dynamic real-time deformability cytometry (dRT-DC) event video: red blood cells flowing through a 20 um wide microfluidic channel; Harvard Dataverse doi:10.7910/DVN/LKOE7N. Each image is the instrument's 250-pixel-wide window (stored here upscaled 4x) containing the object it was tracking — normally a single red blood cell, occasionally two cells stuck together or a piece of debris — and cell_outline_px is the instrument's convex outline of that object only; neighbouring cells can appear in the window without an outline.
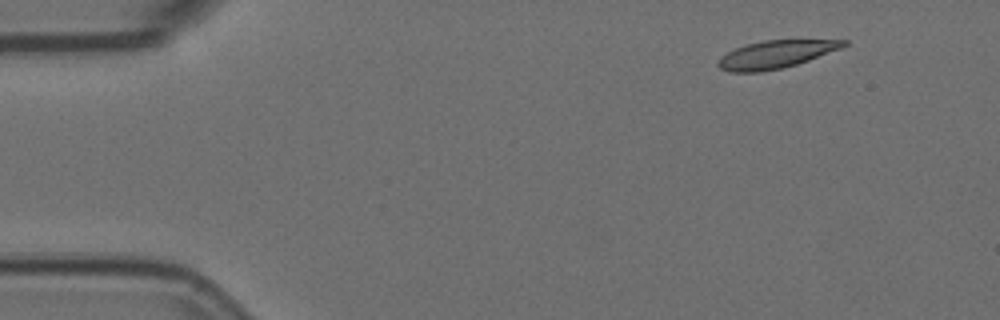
{"species": "Egyptian fruit bat (a non-hibernating species)", "species_latin": "Rousettus aegyptiacus", "temperature_condition": "room temperature", "stored_images_in_passage": 7, "camera_frame_rate_fps": 3000, "um_per_image_px": 0.085, "animal": {"sex": "female"}, "frame": {"image": 1, "passage_image": 1, "time_ms": 0.0, "image_size_px": [1000, 320], "cell_outline_px": [[848, 44], [840, 48], [808, 60], [796, 64], [780, 68], [760, 72], [728, 72], [720, 68], [716, 64], [720, 56], [736, 48], [748, 44], [764, 40], [848, 40]], "centroid_in_image_um": [65.89, 4.63], "position_along_channel_um": 19.1, "area_um2": 20.0}}
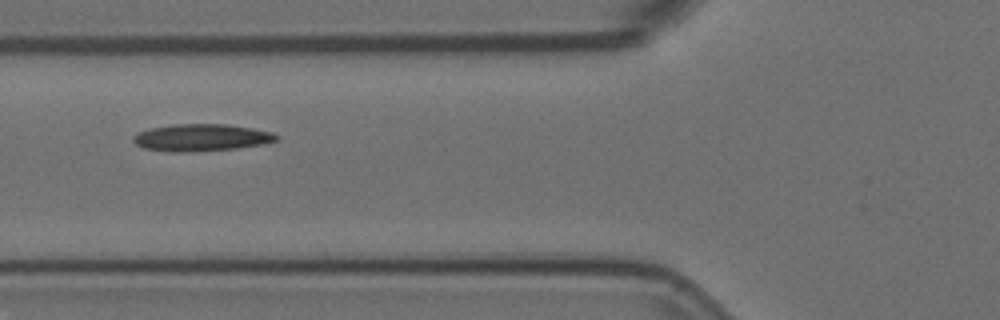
{"frame": {"image": 2, "passage_image": 5, "time_ms": 1.333, "image_size_px": [1000, 320], "cell_outline_px": [[280, 140], [260, 144], [236, 148], [192, 152], [172, 152], [144, 148], [136, 144], [132, 140], [132, 136], [136, 132], [152, 128], [176, 124], [228, 124], [252, 128], [272, 132], [280, 136]], "centroid_in_image_um": [17.11, 11.69], "position_along_channel_um": 108.7, "area_um2": 22.66}}
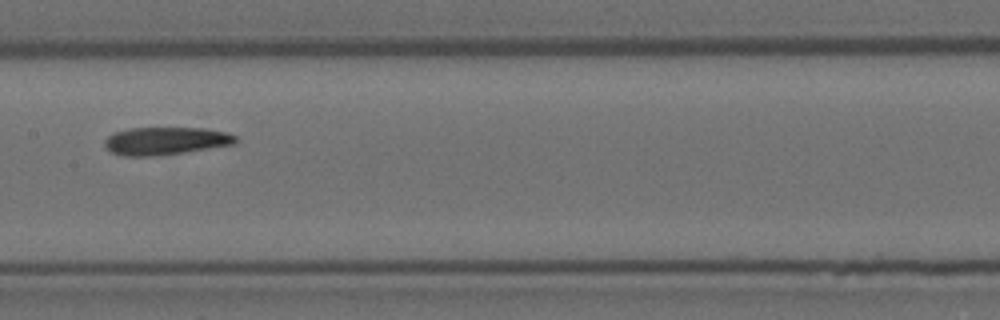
{"frame": {"image": 3, "passage_image": 7, "time_ms": 2.0, "image_size_px": [1000, 320], "cell_outline_px": [[240, 140], [236, 144], [184, 152], [152, 156], [124, 156], [112, 152], [104, 144], [104, 140], [112, 132], [132, 128], [200, 128], [228, 132], [236, 136]], "centroid_in_image_um": [14.1, 11.97], "position_along_channel_um": 193.3, "area_um2": 21.21}}